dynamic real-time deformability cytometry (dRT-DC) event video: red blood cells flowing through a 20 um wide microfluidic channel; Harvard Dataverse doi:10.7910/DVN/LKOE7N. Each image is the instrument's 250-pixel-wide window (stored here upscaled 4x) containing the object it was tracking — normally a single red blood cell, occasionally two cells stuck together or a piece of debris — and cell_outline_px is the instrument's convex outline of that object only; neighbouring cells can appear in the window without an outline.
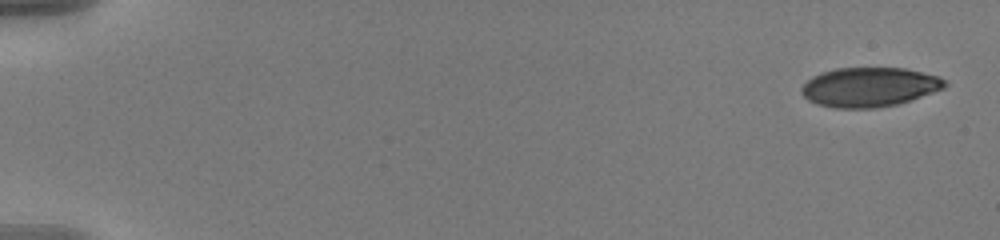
{"species": "human", "species_latin": "Homo sapiens", "temperature_condition": "warm", "stored_images_in_passage": 14, "camera_frame_rate_fps": 3000, "um_per_image_px": 0.085, "donor": {"sex": "male"}, "frame": {"image": 1, "passage_image": 1, "time_ms": 0.0, "image_size_px": [1000, 240], "cell_outline_px": [[948, 84], [944, 88], [896, 104], [872, 108], [836, 108], [816, 104], [808, 100], [800, 92], [800, 88], [812, 76], [820, 72], [836, 68], [904, 68], [940, 76], [948, 80]], "centroid_in_image_um": [73.87, 7.39], "position_along_channel_um": 11.1, "area_um2": 32.89}}
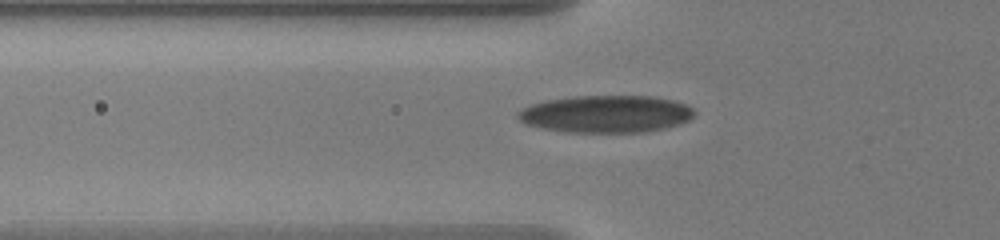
{"frame": {"image": 2, "passage_image": 10, "time_ms": 3.0, "image_size_px": [1000, 240], "cell_outline_px": [[696, 112], [688, 120], [680, 124], [648, 132], [568, 132], [544, 128], [524, 124], [516, 116], [516, 112], [520, 108], [532, 104], [548, 100], [572, 96], [656, 96], [676, 100], [688, 104]], "centroid_in_image_um": [51.53, 9.68], "position_along_channel_um": 74.3, "area_um2": 38.67}}
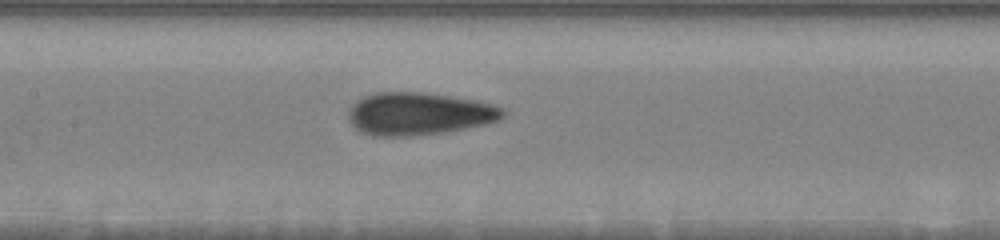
{"frame": {"image": 3, "passage_image": 14, "time_ms": 4.333, "image_size_px": [1000, 240], "cell_outline_px": [[508, 112], [500, 120], [488, 124], [444, 132], [412, 136], [372, 136], [360, 132], [348, 120], [348, 108], [356, 100], [364, 96], [376, 92], [424, 92], [476, 100], [492, 104], [504, 108]], "centroid_in_image_um": [35.61, 9.67], "position_along_channel_um": 171.8, "area_um2": 38.84}}